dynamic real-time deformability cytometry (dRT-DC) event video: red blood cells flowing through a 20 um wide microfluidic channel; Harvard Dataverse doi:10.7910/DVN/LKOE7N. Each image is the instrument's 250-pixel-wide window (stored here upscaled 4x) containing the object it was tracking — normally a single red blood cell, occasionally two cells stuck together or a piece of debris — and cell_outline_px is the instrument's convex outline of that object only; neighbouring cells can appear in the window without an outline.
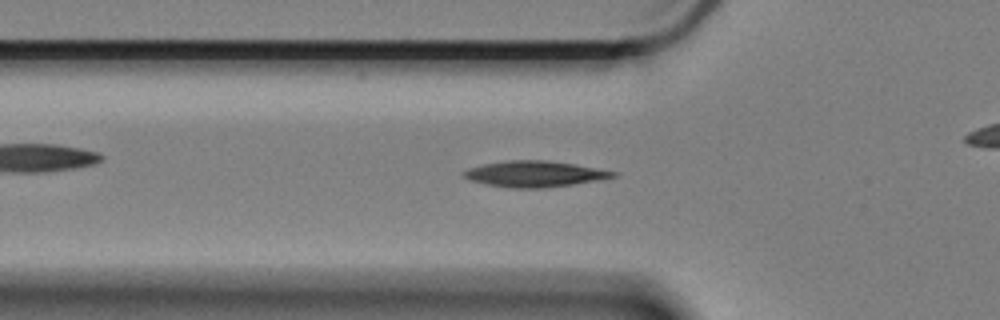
{"species": "Egyptian fruit bat (a non-hibernating species)", "species_latin": "Rousettus aegyptiacus", "temperature_condition": "cold", "stored_images_in_passage": 53, "camera_frame_rate_fps": 3000, "um_per_image_px": 0.085, "animal": {"sex": "female"}, "frame": {"image": 1, "passage_image": 12, "time_ms": 3.667, "image_size_px": [1000, 320], "cell_outline_px": [[620, 176], [572, 184], [544, 188], [508, 188], [488, 184], [472, 180], [464, 176], [464, 172], [468, 168], [484, 164], [512, 160], [544, 160], [576, 164], [620, 172]], "centroid_in_image_um": [45.53, 14.78], "position_along_channel_um": 80.3, "area_um2": 22.43}}
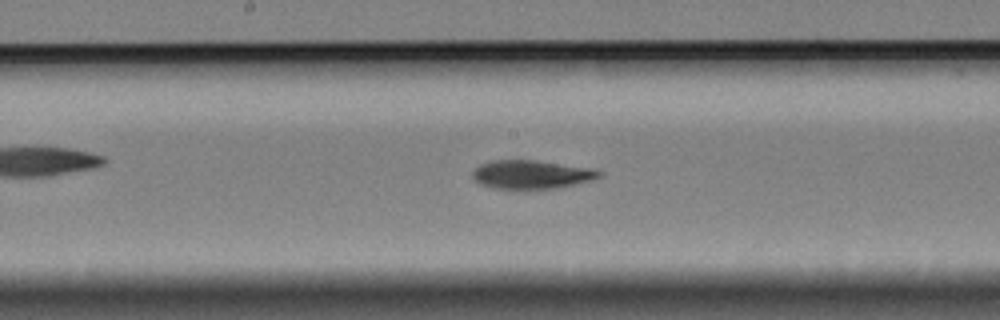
{"frame": {"image": 2, "passage_image": 23, "time_ms": 7.333, "image_size_px": [1000, 320], "cell_outline_px": [[600, 176], [592, 180], [560, 188], [528, 192], [524, 192], [492, 188], [480, 184], [472, 180], [472, 172], [480, 164], [492, 160], [532, 160], [588, 168], [600, 172]], "centroid_in_image_um": [45.07, 14.9], "position_along_channel_um": 203.1, "area_um2": 21.79}}
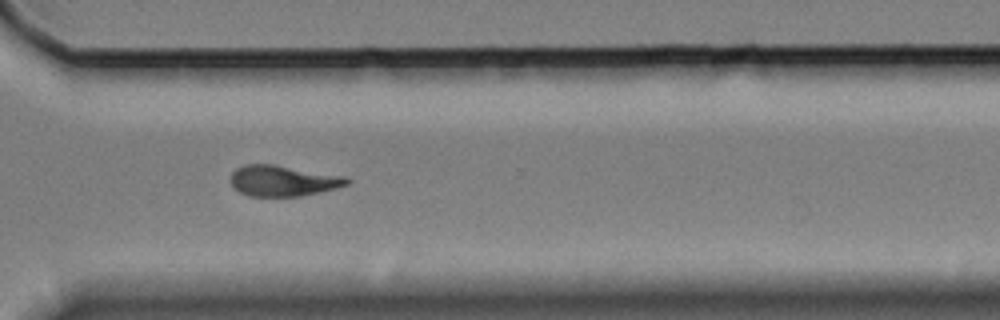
{"frame": {"image": 3, "passage_image": 36, "time_ms": 11.667, "image_size_px": [1000, 320], "cell_outline_px": [[352, 180], [348, 184], [336, 188], [320, 192], [300, 196], [248, 196], [232, 188], [232, 172], [236, 168], [244, 164], [272, 164], [344, 176]], "centroid_in_image_um": [24.04, 15.37], "position_along_channel_um": 346.6, "area_um2": 20.81}, "authors_computed_cell_mechanics": {"area_um2": 21.386, "velocity_mm_per_s": 3.3255, "shape_relaxation_time_tau1_ms": 6.2065, "shape_relaxation_time_tau2_ms": null, "deformation_change_tau1": 0.1408, "deformation_change_tau2": null}}